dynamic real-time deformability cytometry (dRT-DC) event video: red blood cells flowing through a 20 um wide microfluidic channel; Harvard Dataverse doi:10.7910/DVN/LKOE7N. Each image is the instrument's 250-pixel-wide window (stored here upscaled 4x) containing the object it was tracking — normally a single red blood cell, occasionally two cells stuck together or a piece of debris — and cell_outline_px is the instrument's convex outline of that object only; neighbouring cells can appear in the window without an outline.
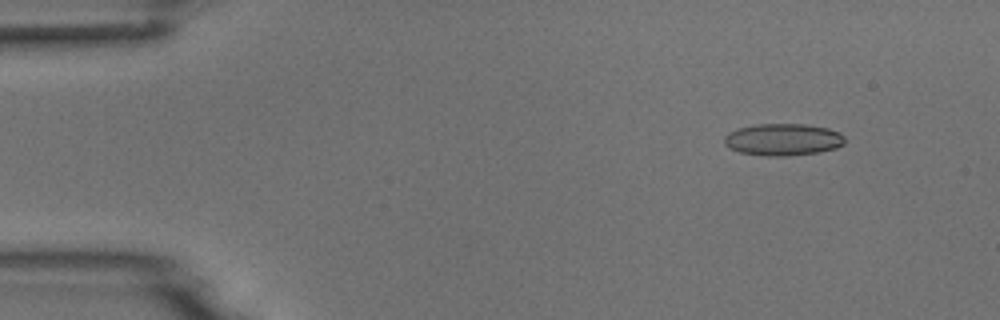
{"species": "common noctule bat (a hibernating species)", "species_latin": "Nyctalus noctula", "temperature_condition": "room temperature", "stored_images_in_passage": 10, "camera_frame_rate_fps": 3000, "um_per_image_px": 0.085, "animal": {"sex": "male", "body_mass_g": 18.8}, "frame": {"image": 1, "passage_image": 2, "time_ms": 1.0, "image_size_px": [1000, 320], "cell_outline_px": [[844, 144], [836, 148], [820, 152], [788, 156], [764, 156], [740, 152], [724, 144], [724, 136], [728, 132], [736, 128], [756, 124], [804, 124], [828, 128], [840, 132], [844, 136]], "centroid_in_image_um": [66.56, 11.86], "position_along_channel_um": 18.4, "area_um2": 22.66}}
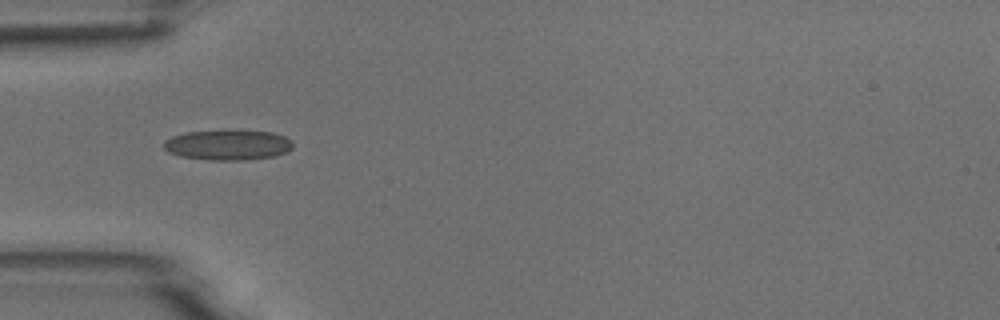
{"frame": {"image": 2, "passage_image": 5, "time_ms": 4.667, "image_size_px": [1000, 320], "cell_outline_px": [[292, 148], [288, 152], [276, 156], [244, 160], [208, 160], [180, 156], [168, 152], [164, 148], [164, 140], [172, 136], [188, 132], [220, 128], [224, 128], [272, 132], [284, 136], [292, 140]], "centroid_in_image_um": [19.38, 12.29], "position_along_channel_um": 65.6, "area_um2": 23.58}}
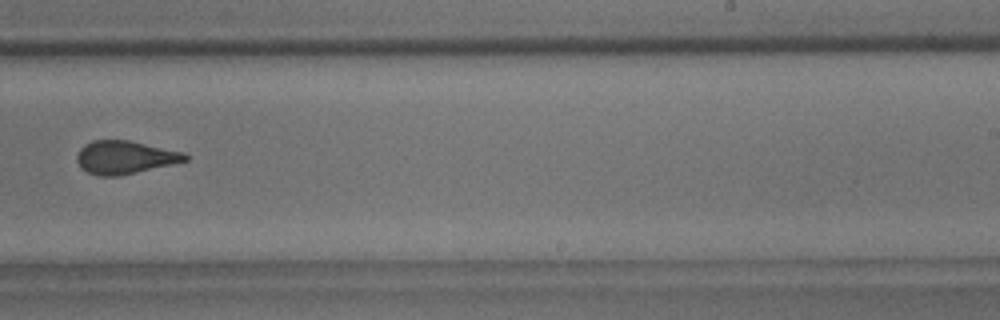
{"frame": {"image": 3, "passage_image": 10, "time_ms": 10.333, "image_size_px": [1000, 320], "cell_outline_px": [[188, 160], [172, 164], [120, 176], [96, 176], [80, 168], [76, 160], [76, 156], [80, 148], [84, 144], [92, 140], [128, 140], [184, 152], [188, 156]], "centroid_in_image_um": [10.58, 13.38], "position_along_channel_um": 278.4, "area_um2": 20.98}}